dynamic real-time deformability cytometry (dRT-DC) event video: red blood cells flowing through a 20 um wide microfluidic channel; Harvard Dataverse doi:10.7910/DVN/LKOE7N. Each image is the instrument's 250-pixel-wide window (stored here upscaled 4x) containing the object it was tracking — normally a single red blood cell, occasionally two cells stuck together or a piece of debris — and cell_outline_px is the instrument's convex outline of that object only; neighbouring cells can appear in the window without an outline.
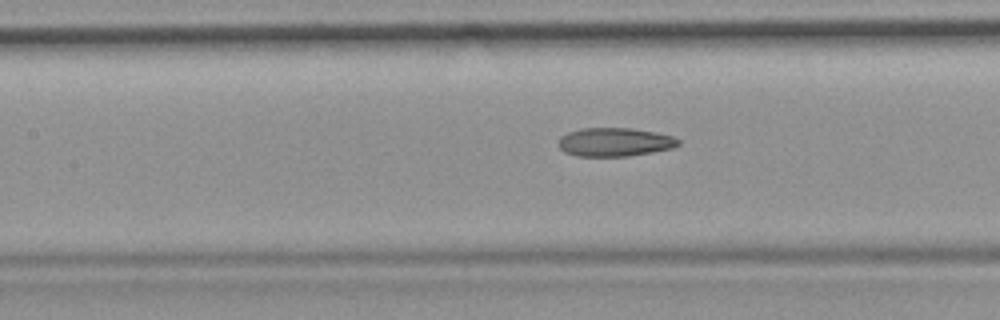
{"species": "common noctule bat (a hibernating species)", "species_latin": "Nyctalus noctula", "temperature_condition": "room temperature", "stored_images_in_passage": 25, "camera_frame_rate_fps": 3000, "um_per_image_px": 0.085, "animal": {"sex": "female", "body_mass_g": 19.9}, "frame": {"image": 1, "passage_image": 8, "time_ms": 2.333, "image_size_px": [1000, 320], "cell_outline_px": [[680, 144], [672, 148], [652, 152], [628, 156], [576, 156], [564, 152], [560, 148], [560, 136], [568, 132], [580, 128], [632, 128], [656, 132], [672, 136], [680, 140]], "centroid_in_image_um": [52.26, 12.07], "position_along_channel_um": 155.1, "area_um2": 20.0}}